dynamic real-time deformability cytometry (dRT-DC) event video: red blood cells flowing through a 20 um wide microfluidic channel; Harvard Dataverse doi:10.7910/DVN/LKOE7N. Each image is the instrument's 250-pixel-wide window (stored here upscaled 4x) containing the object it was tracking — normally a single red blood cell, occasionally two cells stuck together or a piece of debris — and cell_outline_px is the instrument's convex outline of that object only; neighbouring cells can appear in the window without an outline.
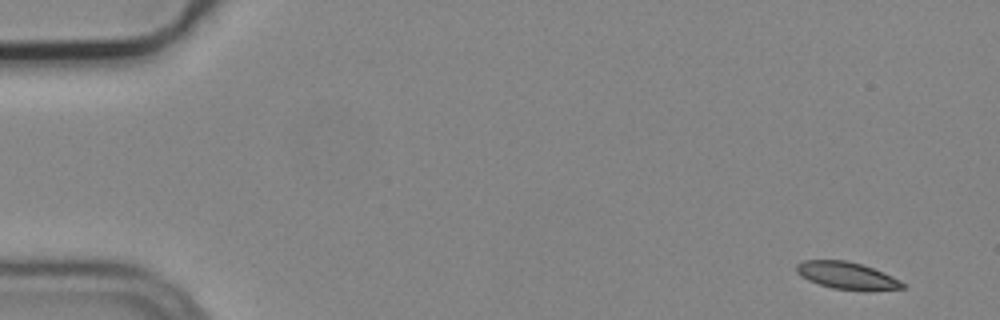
{"species": "common noctule bat (a hibernating species)", "species_latin": "Nyctalus noctula", "temperature_condition": "cold", "stored_images_in_passage": 4, "camera_frame_rate_fps": 3000, "um_per_image_px": 0.085, "animal": {"sex": "male", "body_mass_g": 19.2, "forearm_length_mm": 51.8}, "frame": {"image": 1, "passage_image": 1, "time_ms": 0.0, "image_size_px": [1000, 320], "cell_outline_px": [[908, 284], [904, 288], [832, 288], [808, 280], [800, 276], [796, 272], [796, 264], [804, 260], [848, 260], [872, 268], [892, 276]], "centroid_in_image_um": [71.91, 23.37], "position_along_channel_um": 13.1, "area_um2": 16.07}}
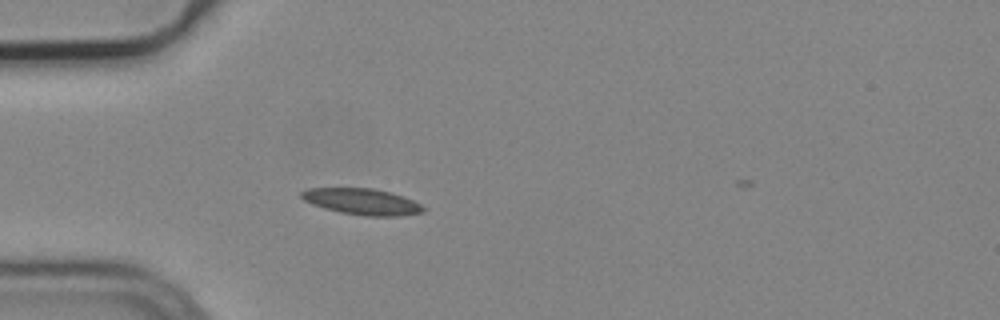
{"frame": {"image": 2, "passage_image": 4, "time_ms": 1.0, "image_size_px": [1000, 320], "cell_outline_px": [[424, 212], [400, 216], [364, 216], [340, 212], [324, 208], [312, 204], [304, 200], [300, 196], [300, 192], [308, 188], [372, 188], [404, 196], [420, 204], [424, 208]], "centroid_in_image_um": [30.76, 17.14], "position_along_channel_um": 54.2, "area_um2": 18.55}}